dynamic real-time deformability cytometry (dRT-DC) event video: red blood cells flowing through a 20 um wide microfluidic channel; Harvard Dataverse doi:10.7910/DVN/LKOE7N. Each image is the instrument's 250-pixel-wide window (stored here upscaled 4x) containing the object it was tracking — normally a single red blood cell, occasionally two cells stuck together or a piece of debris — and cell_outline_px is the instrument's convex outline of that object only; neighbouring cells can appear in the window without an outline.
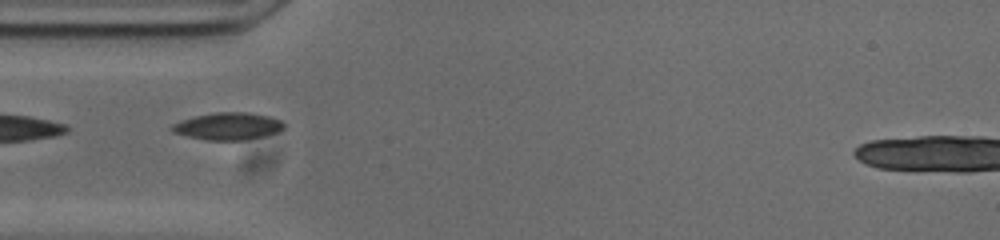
{"species": "common noctule bat (a hibernating species)", "species_latin": "Nyctalus noctula", "temperature_condition": "cold", "stored_images_in_passage": 34, "camera_frame_rate_fps": 3000, "um_per_image_px": 0.085, "animal": {"sex": "male", "body_mass_g": 20.0, "forearm_length_mm": 53.3}, "frame": {"image": 1, "passage_image": 1, "time_ms": 0.0, "image_size_px": [1000, 240], "cell_outline_px": [[284, 128], [276, 132], [264, 136], [244, 140], [208, 140], [188, 136], [172, 132], [172, 124], [180, 120], [192, 116], [216, 112], [248, 112], [272, 116], [280, 120], [284, 124]], "centroid_in_image_um": [19.38, 10.71], "position_along_channel_um": 65.6, "area_um2": 17.86}}